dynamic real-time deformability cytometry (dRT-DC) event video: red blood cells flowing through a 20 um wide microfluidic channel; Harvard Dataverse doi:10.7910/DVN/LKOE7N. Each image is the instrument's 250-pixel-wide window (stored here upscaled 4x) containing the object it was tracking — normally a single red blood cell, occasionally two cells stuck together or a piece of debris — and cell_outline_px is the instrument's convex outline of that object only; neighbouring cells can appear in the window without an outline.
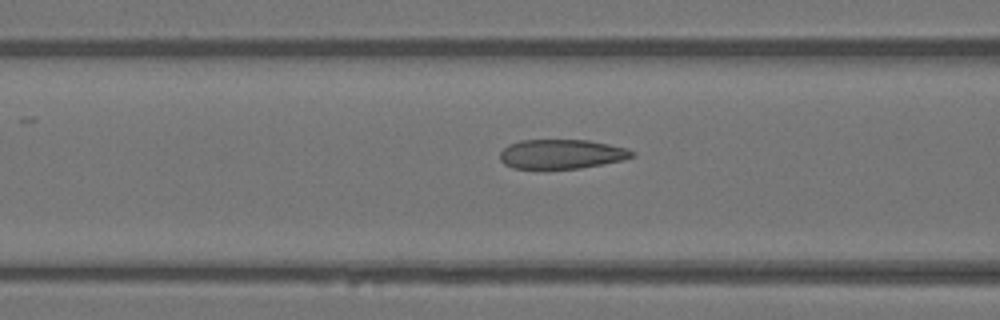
{"species": "Egyptian fruit bat (a non-hibernating species)", "species_latin": "Rousettus aegyptiacus", "temperature_condition": "warm", "stored_images_in_passage": 17, "camera_frame_rate_fps": 3000, "um_per_image_px": 0.085, "animal": {"sex": "female"}, "frame": {"image": 1, "passage_image": 12, "time_ms": 3.667, "image_size_px": [1000, 320], "cell_outline_px": [[636, 156], [624, 160], [604, 164], [580, 168], [512, 168], [504, 164], [500, 160], [500, 152], [508, 144], [520, 140], [588, 140], [628, 148], [636, 152]], "centroid_in_image_um": [47.77, 13.09], "position_along_channel_um": 118.8, "area_um2": 22.77}}
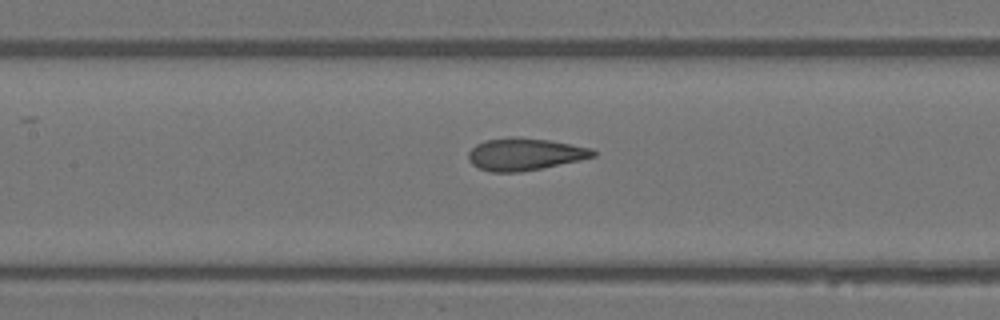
{"frame": {"image": 2, "passage_image": 15, "time_ms": 4.667, "image_size_px": [1000, 320], "cell_outline_px": [[596, 156], [580, 160], [520, 172], [488, 172], [472, 164], [468, 160], [468, 152], [476, 144], [484, 140], [548, 140], [592, 148], [596, 152]], "centroid_in_image_um": [44.61, 13.15], "position_along_channel_um": 162.8, "area_um2": 22.48}}